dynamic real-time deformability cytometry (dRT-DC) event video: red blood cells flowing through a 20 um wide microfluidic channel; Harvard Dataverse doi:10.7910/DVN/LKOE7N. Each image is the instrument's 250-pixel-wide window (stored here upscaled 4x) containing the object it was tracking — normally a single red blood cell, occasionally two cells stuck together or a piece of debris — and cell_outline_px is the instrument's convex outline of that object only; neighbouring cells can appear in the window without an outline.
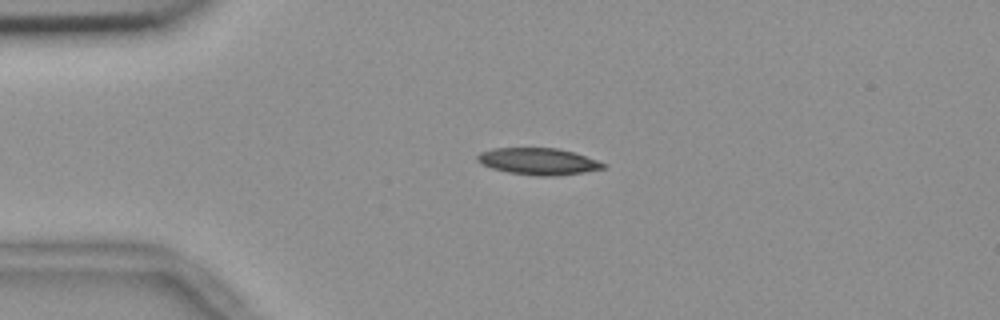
{"species": "common noctule bat (a hibernating species)", "species_latin": "Nyctalus noctula", "temperature_condition": "room temperature", "stored_images_in_passage": 2, "camera_frame_rate_fps": 3000, "um_per_image_px": 0.085, "animal": {"sex": "female", "body_mass_g": 18.4}, "frame": {"image": 1, "passage_image": 1, "time_ms": 0.0, "image_size_px": [1000, 320], "cell_outline_px": [[608, 164], [604, 168], [584, 172], [552, 176], [536, 176], [508, 172], [492, 168], [480, 164], [476, 160], [476, 156], [480, 152], [492, 148], [556, 148], [572, 152]], "centroid_in_image_um": [45.71, 13.72], "position_along_channel_um": 39.3, "area_um2": 19.54}}